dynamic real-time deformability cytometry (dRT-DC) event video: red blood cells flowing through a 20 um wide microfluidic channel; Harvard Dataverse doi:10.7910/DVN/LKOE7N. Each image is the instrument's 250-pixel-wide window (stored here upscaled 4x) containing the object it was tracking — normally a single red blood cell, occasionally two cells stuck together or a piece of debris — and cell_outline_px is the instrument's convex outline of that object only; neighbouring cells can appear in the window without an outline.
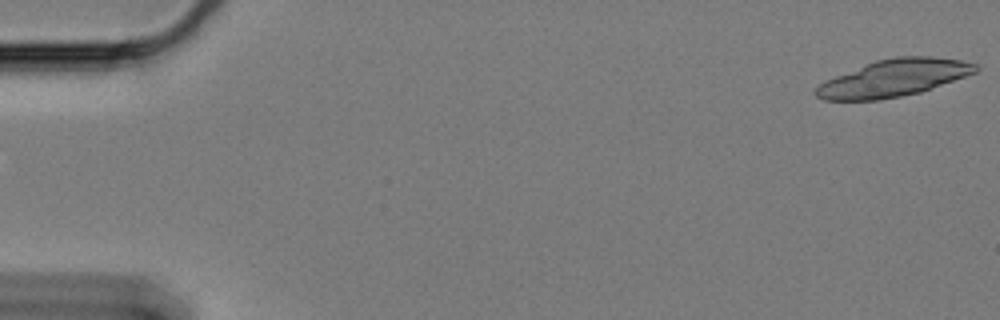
{"species": "Egyptian fruit bat (a non-hibernating species)", "species_latin": "Rousettus aegyptiacus", "temperature_condition": "cold", "stored_images_in_passage": 25, "camera_frame_rate_fps": 3000, "um_per_image_px": 0.085, "animal": {"sex": "female"}, "frame": {"image": 1, "passage_image": 1, "time_ms": 0.0, "image_size_px": [1000, 320], "cell_outline_px": [[980, 68], [976, 72], [920, 92], [880, 100], [824, 100], [816, 96], [812, 92], [824, 80], [876, 60], [896, 56], [928, 56], [960, 60], [976, 64]], "centroid_in_image_um": [75.93, 6.63], "position_along_channel_um": 9.1, "area_um2": 34.22}}